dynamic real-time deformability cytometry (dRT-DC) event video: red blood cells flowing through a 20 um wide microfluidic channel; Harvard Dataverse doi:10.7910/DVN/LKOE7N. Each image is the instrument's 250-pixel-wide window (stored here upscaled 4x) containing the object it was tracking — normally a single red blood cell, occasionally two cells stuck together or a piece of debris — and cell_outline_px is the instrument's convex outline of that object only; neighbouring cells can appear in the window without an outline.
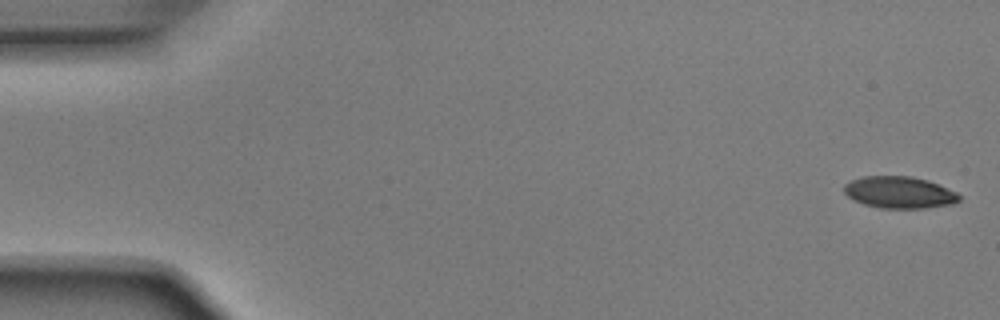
{"species": "Egyptian fruit bat (a non-hibernating species)", "species_latin": "Rousettus aegyptiacus", "temperature_condition": "room temperature", "stored_images_in_passage": 8, "camera_frame_rate_fps": 3000, "um_per_image_px": 0.085, "animal": {"sex": "male"}, "frame": {"image": 1, "passage_image": 1, "time_ms": 0.0, "image_size_px": [1000, 320], "cell_outline_px": [[960, 200], [952, 204], [924, 208], [880, 208], [864, 204], [852, 200], [844, 192], [844, 184], [852, 180], [864, 176], [912, 176], [928, 180], [956, 192], [960, 196]], "centroid_in_image_um": [76.43, 16.35], "position_along_channel_um": 8.6, "area_um2": 21.33}}
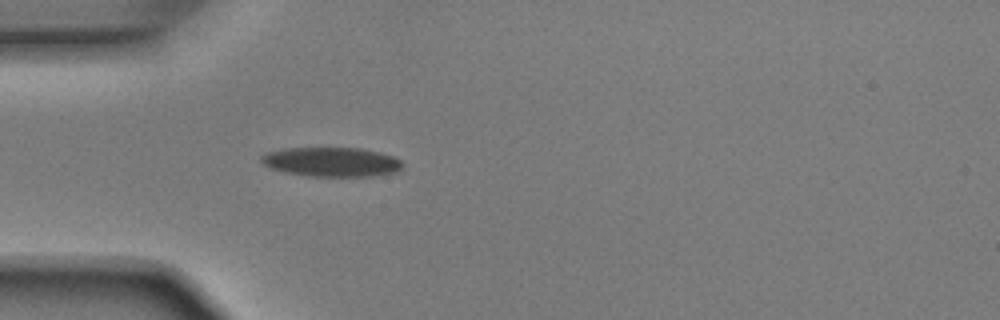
{"frame": {"image": 2, "passage_image": 5, "time_ms": 1.333, "image_size_px": [1000, 320], "cell_outline_px": [[404, 168], [400, 172], [372, 176], [308, 176], [284, 172], [272, 168], [264, 164], [260, 160], [260, 156], [264, 152], [284, 148], [360, 148], [380, 152], [392, 156], [400, 160], [404, 164]], "centroid_in_image_um": [28.21, 13.76], "position_along_channel_um": 56.8, "area_um2": 24.45}}